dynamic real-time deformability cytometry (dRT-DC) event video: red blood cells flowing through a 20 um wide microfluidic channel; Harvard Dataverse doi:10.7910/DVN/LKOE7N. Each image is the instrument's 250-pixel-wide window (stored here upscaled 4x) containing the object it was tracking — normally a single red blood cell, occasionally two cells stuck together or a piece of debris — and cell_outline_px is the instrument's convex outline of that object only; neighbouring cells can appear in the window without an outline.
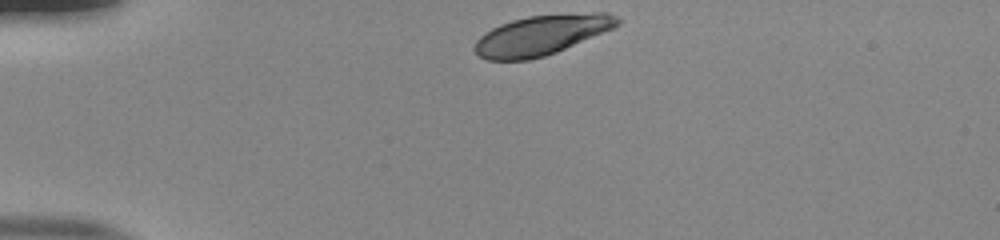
{"species": "human", "species_latin": "Homo sapiens", "temperature_condition": "room temperature", "stored_images_in_passage": 34, "camera_frame_rate_fps": 3000, "um_per_image_px": 0.085, "donor": {"sex": "male"}, "frame": {"image": 1, "passage_image": 1, "time_ms": 0.0, "image_size_px": [1000, 240], "cell_outline_px": [[620, 24], [612, 28], [556, 52], [544, 56], [528, 60], [488, 60], [480, 56], [472, 48], [476, 40], [484, 32], [500, 24], [512, 20], [528, 16], [596, 12], [608, 12], [616, 16], [620, 20]], "centroid_in_image_um": [45.99, 2.98], "position_along_channel_um": 39.0, "area_um2": 32.95}}
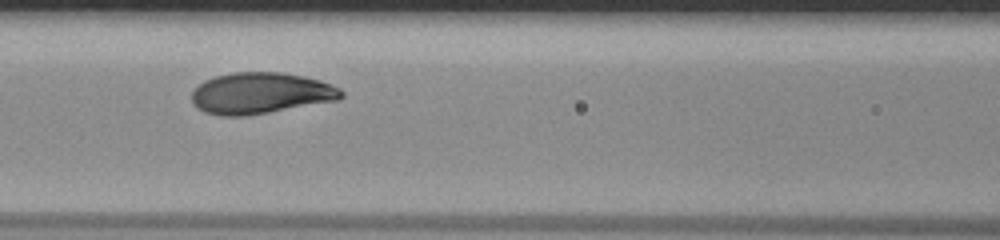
{"frame": {"image": 2, "passage_image": 13, "time_ms": 4.0, "image_size_px": [1000, 240], "cell_outline_px": [[344, 96], [340, 100], [244, 116], [220, 116], [204, 112], [192, 104], [192, 92], [204, 80], [216, 76], [232, 72], [284, 72], [304, 76], [320, 80], [340, 88], [344, 92]], "centroid_in_image_um": [22.17, 7.92], "position_along_channel_um": 144.4, "area_um2": 36.13}}
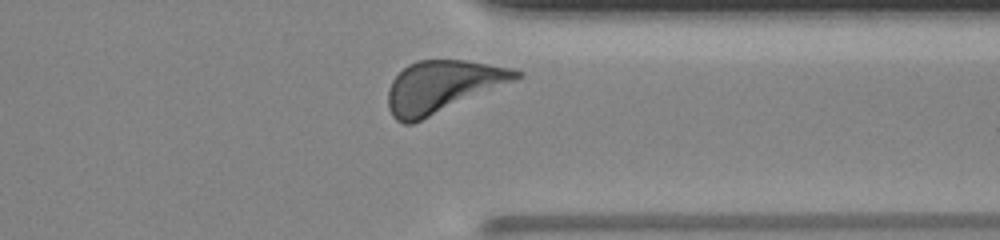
{"frame": {"image": 3, "passage_image": 31, "time_ms": 10.0, "image_size_px": [1000, 240], "cell_outline_px": [[524, 76], [516, 80], [412, 124], [404, 124], [396, 120], [392, 116], [388, 108], [388, 88], [392, 80], [408, 64], [416, 60], [464, 60], [512, 68], [524, 72]], "centroid_in_image_um": [37.6, 7.35], "position_along_channel_um": 373.8, "area_um2": 38.61}, "authors_computed_cell_mechanics": {"area_um2": 35.8071, "velocity_mm_per_s": 3.8308, "shape_relaxation_time_tau1_ms": 2.7143, "shape_relaxation_time_tau2_ms": null, "deformation_change_tau1": 0.1627, "deformation_change_tau2": null}}